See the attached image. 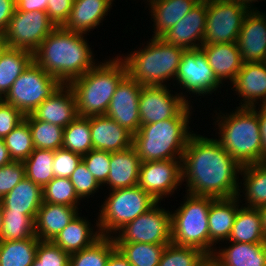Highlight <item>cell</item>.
Returning <instances> with one entry per match:
<instances>
[{"label": "cell", "instance_id": "obj_51", "mask_svg": "<svg viewBox=\"0 0 266 266\" xmlns=\"http://www.w3.org/2000/svg\"><path fill=\"white\" fill-rule=\"evenodd\" d=\"M16 0H0V33H4L14 11Z\"/></svg>", "mask_w": 266, "mask_h": 266}, {"label": "cell", "instance_id": "obj_4", "mask_svg": "<svg viewBox=\"0 0 266 266\" xmlns=\"http://www.w3.org/2000/svg\"><path fill=\"white\" fill-rule=\"evenodd\" d=\"M232 113H215L222 147L241 165L264 162L260 121L253 107H236ZM220 114V115H219ZM223 116H222V115ZM229 114V115H228ZM217 123V124H216Z\"/></svg>", "mask_w": 266, "mask_h": 266}, {"label": "cell", "instance_id": "obj_5", "mask_svg": "<svg viewBox=\"0 0 266 266\" xmlns=\"http://www.w3.org/2000/svg\"><path fill=\"white\" fill-rule=\"evenodd\" d=\"M116 57L104 63L98 61L68 84L75 96L78 116L106 114L118 83L127 74L125 63L120 56Z\"/></svg>", "mask_w": 266, "mask_h": 266}, {"label": "cell", "instance_id": "obj_26", "mask_svg": "<svg viewBox=\"0 0 266 266\" xmlns=\"http://www.w3.org/2000/svg\"><path fill=\"white\" fill-rule=\"evenodd\" d=\"M79 208L43 202L35 218V235L52 241L78 214Z\"/></svg>", "mask_w": 266, "mask_h": 266}, {"label": "cell", "instance_id": "obj_57", "mask_svg": "<svg viewBox=\"0 0 266 266\" xmlns=\"http://www.w3.org/2000/svg\"><path fill=\"white\" fill-rule=\"evenodd\" d=\"M235 2H239L240 4L245 5L246 7H248L250 10L253 9H258L257 7L255 8L253 5V2H258V0H234Z\"/></svg>", "mask_w": 266, "mask_h": 266}, {"label": "cell", "instance_id": "obj_30", "mask_svg": "<svg viewBox=\"0 0 266 266\" xmlns=\"http://www.w3.org/2000/svg\"><path fill=\"white\" fill-rule=\"evenodd\" d=\"M93 230L87 218L84 219L78 213L51 242L68 254H72L90 247L101 237L98 228L96 231Z\"/></svg>", "mask_w": 266, "mask_h": 266}, {"label": "cell", "instance_id": "obj_49", "mask_svg": "<svg viewBox=\"0 0 266 266\" xmlns=\"http://www.w3.org/2000/svg\"><path fill=\"white\" fill-rule=\"evenodd\" d=\"M24 117L16 107L0 99V139H4Z\"/></svg>", "mask_w": 266, "mask_h": 266}, {"label": "cell", "instance_id": "obj_3", "mask_svg": "<svg viewBox=\"0 0 266 266\" xmlns=\"http://www.w3.org/2000/svg\"><path fill=\"white\" fill-rule=\"evenodd\" d=\"M188 105L177 117L141 125L133 135V147L142 162L182 160L190 136ZM177 155V156H176Z\"/></svg>", "mask_w": 266, "mask_h": 266}, {"label": "cell", "instance_id": "obj_9", "mask_svg": "<svg viewBox=\"0 0 266 266\" xmlns=\"http://www.w3.org/2000/svg\"><path fill=\"white\" fill-rule=\"evenodd\" d=\"M61 85L58 79L33 61L2 100L16 107L24 116L29 115Z\"/></svg>", "mask_w": 266, "mask_h": 266}, {"label": "cell", "instance_id": "obj_10", "mask_svg": "<svg viewBox=\"0 0 266 266\" xmlns=\"http://www.w3.org/2000/svg\"><path fill=\"white\" fill-rule=\"evenodd\" d=\"M249 8L234 0H207L203 45L237 43Z\"/></svg>", "mask_w": 266, "mask_h": 266}, {"label": "cell", "instance_id": "obj_20", "mask_svg": "<svg viewBox=\"0 0 266 266\" xmlns=\"http://www.w3.org/2000/svg\"><path fill=\"white\" fill-rule=\"evenodd\" d=\"M93 149L119 152L133 146V134L106 115L90 116Z\"/></svg>", "mask_w": 266, "mask_h": 266}, {"label": "cell", "instance_id": "obj_47", "mask_svg": "<svg viewBox=\"0 0 266 266\" xmlns=\"http://www.w3.org/2000/svg\"><path fill=\"white\" fill-rule=\"evenodd\" d=\"M82 161L80 154L60 148L54 152V177L69 178L78 164Z\"/></svg>", "mask_w": 266, "mask_h": 266}, {"label": "cell", "instance_id": "obj_37", "mask_svg": "<svg viewBox=\"0 0 266 266\" xmlns=\"http://www.w3.org/2000/svg\"><path fill=\"white\" fill-rule=\"evenodd\" d=\"M115 249L113 237L101 236L90 247L70 254L69 266H106Z\"/></svg>", "mask_w": 266, "mask_h": 266}, {"label": "cell", "instance_id": "obj_52", "mask_svg": "<svg viewBox=\"0 0 266 266\" xmlns=\"http://www.w3.org/2000/svg\"><path fill=\"white\" fill-rule=\"evenodd\" d=\"M48 0H16V8L22 12H46Z\"/></svg>", "mask_w": 266, "mask_h": 266}, {"label": "cell", "instance_id": "obj_38", "mask_svg": "<svg viewBox=\"0 0 266 266\" xmlns=\"http://www.w3.org/2000/svg\"><path fill=\"white\" fill-rule=\"evenodd\" d=\"M53 150L34 148L29 157L23 161L25 165V177L42 188L53 178Z\"/></svg>", "mask_w": 266, "mask_h": 266}, {"label": "cell", "instance_id": "obj_39", "mask_svg": "<svg viewBox=\"0 0 266 266\" xmlns=\"http://www.w3.org/2000/svg\"><path fill=\"white\" fill-rule=\"evenodd\" d=\"M131 266H158L168 244L115 243Z\"/></svg>", "mask_w": 266, "mask_h": 266}, {"label": "cell", "instance_id": "obj_40", "mask_svg": "<svg viewBox=\"0 0 266 266\" xmlns=\"http://www.w3.org/2000/svg\"><path fill=\"white\" fill-rule=\"evenodd\" d=\"M209 257L200 249L170 242L166 245L158 266H205Z\"/></svg>", "mask_w": 266, "mask_h": 266}, {"label": "cell", "instance_id": "obj_56", "mask_svg": "<svg viewBox=\"0 0 266 266\" xmlns=\"http://www.w3.org/2000/svg\"><path fill=\"white\" fill-rule=\"evenodd\" d=\"M260 215H261V223H262V229L263 233L266 237V205H263L258 208Z\"/></svg>", "mask_w": 266, "mask_h": 266}, {"label": "cell", "instance_id": "obj_36", "mask_svg": "<svg viewBox=\"0 0 266 266\" xmlns=\"http://www.w3.org/2000/svg\"><path fill=\"white\" fill-rule=\"evenodd\" d=\"M62 148L86 155L93 149L90 131V117L77 116L64 128Z\"/></svg>", "mask_w": 266, "mask_h": 266}, {"label": "cell", "instance_id": "obj_12", "mask_svg": "<svg viewBox=\"0 0 266 266\" xmlns=\"http://www.w3.org/2000/svg\"><path fill=\"white\" fill-rule=\"evenodd\" d=\"M55 28L46 12H22L16 8L3 35L8 47L33 53Z\"/></svg>", "mask_w": 266, "mask_h": 266}, {"label": "cell", "instance_id": "obj_41", "mask_svg": "<svg viewBox=\"0 0 266 266\" xmlns=\"http://www.w3.org/2000/svg\"><path fill=\"white\" fill-rule=\"evenodd\" d=\"M3 228L1 241L5 240H23L35 235L36 216H27L20 212H2Z\"/></svg>", "mask_w": 266, "mask_h": 266}, {"label": "cell", "instance_id": "obj_22", "mask_svg": "<svg viewBox=\"0 0 266 266\" xmlns=\"http://www.w3.org/2000/svg\"><path fill=\"white\" fill-rule=\"evenodd\" d=\"M240 197L241 194L231 198H217L211 203L208 213L210 257L217 249L213 247H216V243L228 241L235 216L241 206L238 205Z\"/></svg>", "mask_w": 266, "mask_h": 266}, {"label": "cell", "instance_id": "obj_55", "mask_svg": "<svg viewBox=\"0 0 266 266\" xmlns=\"http://www.w3.org/2000/svg\"><path fill=\"white\" fill-rule=\"evenodd\" d=\"M13 160L10 158L7 147L3 139H0V167L10 164Z\"/></svg>", "mask_w": 266, "mask_h": 266}, {"label": "cell", "instance_id": "obj_44", "mask_svg": "<svg viewBox=\"0 0 266 266\" xmlns=\"http://www.w3.org/2000/svg\"><path fill=\"white\" fill-rule=\"evenodd\" d=\"M70 254L51 241H39L31 266H69Z\"/></svg>", "mask_w": 266, "mask_h": 266}, {"label": "cell", "instance_id": "obj_46", "mask_svg": "<svg viewBox=\"0 0 266 266\" xmlns=\"http://www.w3.org/2000/svg\"><path fill=\"white\" fill-rule=\"evenodd\" d=\"M69 179L74 186L76 194L81 200L83 198H90L89 196L94 195L101 186L87 169L83 161L78 164Z\"/></svg>", "mask_w": 266, "mask_h": 266}, {"label": "cell", "instance_id": "obj_17", "mask_svg": "<svg viewBox=\"0 0 266 266\" xmlns=\"http://www.w3.org/2000/svg\"><path fill=\"white\" fill-rule=\"evenodd\" d=\"M207 0H200L188 14L166 31L161 38L185 50L200 49L206 28ZM197 42V43H196Z\"/></svg>", "mask_w": 266, "mask_h": 266}, {"label": "cell", "instance_id": "obj_1", "mask_svg": "<svg viewBox=\"0 0 266 266\" xmlns=\"http://www.w3.org/2000/svg\"><path fill=\"white\" fill-rule=\"evenodd\" d=\"M241 168L217 138L196 133L190 136L181 160L186 193L216 199L235 197L242 192L237 175Z\"/></svg>", "mask_w": 266, "mask_h": 266}, {"label": "cell", "instance_id": "obj_34", "mask_svg": "<svg viewBox=\"0 0 266 266\" xmlns=\"http://www.w3.org/2000/svg\"><path fill=\"white\" fill-rule=\"evenodd\" d=\"M39 239L0 241V266H31L36 258Z\"/></svg>", "mask_w": 266, "mask_h": 266}, {"label": "cell", "instance_id": "obj_19", "mask_svg": "<svg viewBox=\"0 0 266 266\" xmlns=\"http://www.w3.org/2000/svg\"><path fill=\"white\" fill-rule=\"evenodd\" d=\"M232 86L235 93L243 98L240 107H254L259 102L266 105V63H243Z\"/></svg>", "mask_w": 266, "mask_h": 266}, {"label": "cell", "instance_id": "obj_53", "mask_svg": "<svg viewBox=\"0 0 266 266\" xmlns=\"http://www.w3.org/2000/svg\"><path fill=\"white\" fill-rule=\"evenodd\" d=\"M258 106H259L258 109L256 108V106H254L253 108L257 111L259 121H260L261 139H262L263 153H264V162H266V105H258Z\"/></svg>", "mask_w": 266, "mask_h": 266}, {"label": "cell", "instance_id": "obj_33", "mask_svg": "<svg viewBox=\"0 0 266 266\" xmlns=\"http://www.w3.org/2000/svg\"><path fill=\"white\" fill-rule=\"evenodd\" d=\"M239 175H243V183H240L244 186L246 207L259 208L266 205V162L242 166Z\"/></svg>", "mask_w": 266, "mask_h": 266}, {"label": "cell", "instance_id": "obj_6", "mask_svg": "<svg viewBox=\"0 0 266 266\" xmlns=\"http://www.w3.org/2000/svg\"><path fill=\"white\" fill-rule=\"evenodd\" d=\"M143 49L121 56L127 74L143 86H165L178 71L185 49L166 43L161 37H152Z\"/></svg>", "mask_w": 266, "mask_h": 266}, {"label": "cell", "instance_id": "obj_58", "mask_svg": "<svg viewBox=\"0 0 266 266\" xmlns=\"http://www.w3.org/2000/svg\"><path fill=\"white\" fill-rule=\"evenodd\" d=\"M8 43L2 33H0V57L2 56L3 52L7 49Z\"/></svg>", "mask_w": 266, "mask_h": 266}, {"label": "cell", "instance_id": "obj_16", "mask_svg": "<svg viewBox=\"0 0 266 266\" xmlns=\"http://www.w3.org/2000/svg\"><path fill=\"white\" fill-rule=\"evenodd\" d=\"M142 87V84L126 74L118 83L105 114L133 135L141 126L139 94Z\"/></svg>", "mask_w": 266, "mask_h": 266}, {"label": "cell", "instance_id": "obj_43", "mask_svg": "<svg viewBox=\"0 0 266 266\" xmlns=\"http://www.w3.org/2000/svg\"><path fill=\"white\" fill-rule=\"evenodd\" d=\"M42 191L43 202L78 208L81 201L69 178L54 177Z\"/></svg>", "mask_w": 266, "mask_h": 266}, {"label": "cell", "instance_id": "obj_23", "mask_svg": "<svg viewBox=\"0 0 266 266\" xmlns=\"http://www.w3.org/2000/svg\"><path fill=\"white\" fill-rule=\"evenodd\" d=\"M113 1L115 0H73L68 19L62 27L87 35V32L101 25Z\"/></svg>", "mask_w": 266, "mask_h": 266}, {"label": "cell", "instance_id": "obj_24", "mask_svg": "<svg viewBox=\"0 0 266 266\" xmlns=\"http://www.w3.org/2000/svg\"><path fill=\"white\" fill-rule=\"evenodd\" d=\"M228 243L209 258L215 266H266V243Z\"/></svg>", "mask_w": 266, "mask_h": 266}, {"label": "cell", "instance_id": "obj_21", "mask_svg": "<svg viewBox=\"0 0 266 266\" xmlns=\"http://www.w3.org/2000/svg\"><path fill=\"white\" fill-rule=\"evenodd\" d=\"M31 114L36 119L65 128L78 116L76 100L71 87L68 84H62Z\"/></svg>", "mask_w": 266, "mask_h": 266}, {"label": "cell", "instance_id": "obj_2", "mask_svg": "<svg viewBox=\"0 0 266 266\" xmlns=\"http://www.w3.org/2000/svg\"><path fill=\"white\" fill-rule=\"evenodd\" d=\"M88 44L85 34L56 27L33 52V61L62 84H69L95 65Z\"/></svg>", "mask_w": 266, "mask_h": 266}, {"label": "cell", "instance_id": "obj_42", "mask_svg": "<svg viewBox=\"0 0 266 266\" xmlns=\"http://www.w3.org/2000/svg\"><path fill=\"white\" fill-rule=\"evenodd\" d=\"M10 158L13 161H24L34 150L31 130L23 120L4 139Z\"/></svg>", "mask_w": 266, "mask_h": 266}, {"label": "cell", "instance_id": "obj_48", "mask_svg": "<svg viewBox=\"0 0 266 266\" xmlns=\"http://www.w3.org/2000/svg\"><path fill=\"white\" fill-rule=\"evenodd\" d=\"M25 178V165L22 161H12L0 167V200Z\"/></svg>", "mask_w": 266, "mask_h": 266}, {"label": "cell", "instance_id": "obj_27", "mask_svg": "<svg viewBox=\"0 0 266 266\" xmlns=\"http://www.w3.org/2000/svg\"><path fill=\"white\" fill-rule=\"evenodd\" d=\"M142 161L135 148L112 152L106 185L111 191L136 186Z\"/></svg>", "mask_w": 266, "mask_h": 266}, {"label": "cell", "instance_id": "obj_54", "mask_svg": "<svg viewBox=\"0 0 266 266\" xmlns=\"http://www.w3.org/2000/svg\"><path fill=\"white\" fill-rule=\"evenodd\" d=\"M106 266H131L122 253L116 248L109 256Z\"/></svg>", "mask_w": 266, "mask_h": 266}, {"label": "cell", "instance_id": "obj_13", "mask_svg": "<svg viewBox=\"0 0 266 266\" xmlns=\"http://www.w3.org/2000/svg\"><path fill=\"white\" fill-rule=\"evenodd\" d=\"M175 80L181 89L197 96L210 95L222 86L201 49L184 51Z\"/></svg>", "mask_w": 266, "mask_h": 266}, {"label": "cell", "instance_id": "obj_15", "mask_svg": "<svg viewBox=\"0 0 266 266\" xmlns=\"http://www.w3.org/2000/svg\"><path fill=\"white\" fill-rule=\"evenodd\" d=\"M182 184L181 160L142 162L137 185L157 202L172 195Z\"/></svg>", "mask_w": 266, "mask_h": 266}, {"label": "cell", "instance_id": "obj_14", "mask_svg": "<svg viewBox=\"0 0 266 266\" xmlns=\"http://www.w3.org/2000/svg\"><path fill=\"white\" fill-rule=\"evenodd\" d=\"M168 86H143L139 94L141 125L177 117L189 104L183 92L171 93Z\"/></svg>", "mask_w": 266, "mask_h": 266}, {"label": "cell", "instance_id": "obj_11", "mask_svg": "<svg viewBox=\"0 0 266 266\" xmlns=\"http://www.w3.org/2000/svg\"><path fill=\"white\" fill-rule=\"evenodd\" d=\"M139 215L116 232L115 243L169 244L171 242V212L158 205ZM118 233V234H117Z\"/></svg>", "mask_w": 266, "mask_h": 266}, {"label": "cell", "instance_id": "obj_32", "mask_svg": "<svg viewBox=\"0 0 266 266\" xmlns=\"http://www.w3.org/2000/svg\"><path fill=\"white\" fill-rule=\"evenodd\" d=\"M33 62L31 51L7 47L0 57V99H2L14 81Z\"/></svg>", "mask_w": 266, "mask_h": 266}, {"label": "cell", "instance_id": "obj_45", "mask_svg": "<svg viewBox=\"0 0 266 266\" xmlns=\"http://www.w3.org/2000/svg\"><path fill=\"white\" fill-rule=\"evenodd\" d=\"M111 152L92 149L82 156V161L97 182L104 187L110 171Z\"/></svg>", "mask_w": 266, "mask_h": 266}, {"label": "cell", "instance_id": "obj_28", "mask_svg": "<svg viewBox=\"0 0 266 266\" xmlns=\"http://www.w3.org/2000/svg\"><path fill=\"white\" fill-rule=\"evenodd\" d=\"M2 212H20L36 216L43 203L42 187L25 177L1 200Z\"/></svg>", "mask_w": 266, "mask_h": 266}, {"label": "cell", "instance_id": "obj_31", "mask_svg": "<svg viewBox=\"0 0 266 266\" xmlns=\"http://www.w3.org/2000/svg\"><path fill=\"white\" fill-rule=\"evenodd\" d=\"M228 241L250 244L266 243L258 208L242 205L238 209Z\"/></svg>", "mask_w": 266, "mask_h": 266}, {"label": "cell", "instance_id": "obj_60", "mask_svg": "<svg viewBox=\"0 0 266 266\" xmlns=\"http://www.w3.org/2000/svg\"><path fill=\"white\" fill-rule=\"evenodd\" d=\"M205 266H215L211 261L207 262Z\"/></svg>", "mask_w": 266, "mask_h": 266}, {"label": "cell", "instance_id": "obj_29", "mask_svg": "<svg viewBox=\"0 0 266 266\" xmlns=\"http://www.w3.org/2000/svg\"><path fill=\"white\" fill-rule=\"evenodd\" d=\"M200 0H151L147 3L153 18V36L161 37L185 17Z\"/></svg>", "mask_w": 266, "mask_h": 266}, {"label": "cell", "instance_id": "obj_25", "mask_svg": "<svg viewBox=\"0 0 266 266\" xmlns=\"http://www.w3.org/2000/svg\"><path fill=\"white\" fill-rule=\"evenodd\" d=\"M200 49L222 85L225 80H235L243 64L237 43L202 45Z\"/></svg>", "mask_w": 266, "mask_h": 266}, {"label": "cell", "instance_id": "obj_18", "mask_svg": "<svg viewBox=\"0 0 266 266\" xmlns=\"http://www.w3.org/2000/svg\"><path fill=\"white\" fill-rule=\"evenodd\" d=\"M237 45L243 63L266 60V13L249 10L244 18Z\"/></svg>", "mask_w": 266, "mask_h": 266}, {"label": "cell", "instance_id": "obj_50", "mask_svg": "<svg viewBox=\"0 0 266 266\" xmlns=\"http://www.w3.org/2000/svg\"><path fill=\"white\" fill-rule=\"evenodd\" d=\"M73 0H48L46 13L56 27L65 24L72 9Z\"/></svg>", "mask_w": 266, "mask_h": 266}, {"label": "cell", "instance_id": "obj_7", "mask_svg": "<svg viewBox=\"0 0 266 266\" xmlns=\"http://www.w3.org/2000/svg\"><path fill=\"white\" fill-rule=\"evenodd\" d=\"M215 199L187 193L181 206L171 211V242L198 248L210 258L208 213Z\"/></svg>", "mask_w": 266, "mask_h": 266}, {"label": "cell", "instance_id": "obj_59", "mask_svg": "<svg viewBox=\"0 0 266 266\" xmlns=\"http://www.w3.org/2000/svg\"><path fill=\"white\" fill-rule=\"evenodd\" d=\"M2 228H3V213H2V205L0 203V241H1Z\"/></svg>", "mask_w": 266, "mask_h": 266}, {"label": "cell", "instance_id": "obj_35", "mask_svg": "<svg viewBox=\"0 0 266 266\" xmlns=\"http://www.w3.org/2000/svg\"><path fill=\"white\" fill-rule=\"evenodd\" d=\"M24 120L31 130L34 148L53 151L62 148L63 127L36 119L32 114L25 115Z\"/></svg>", "mask_w": 266, "mask_h": 266}, {"label": "cell", "instance_id": "obj_8", "mask_svg": "<svg viewBox=\"0 0 266 266\" xmlns=\"http://www.w3.org/2000/svg\"><path fill=\"white\" fill-rule=\"evenodd\" d=\"M101 205L96 220L101 236L112 237L127 223L143 214L157 201L138 185L112 190ZM97 226V227H96Z\"/></svg>", "mask_w": 266, "mask_h": 266}]
</instances>
